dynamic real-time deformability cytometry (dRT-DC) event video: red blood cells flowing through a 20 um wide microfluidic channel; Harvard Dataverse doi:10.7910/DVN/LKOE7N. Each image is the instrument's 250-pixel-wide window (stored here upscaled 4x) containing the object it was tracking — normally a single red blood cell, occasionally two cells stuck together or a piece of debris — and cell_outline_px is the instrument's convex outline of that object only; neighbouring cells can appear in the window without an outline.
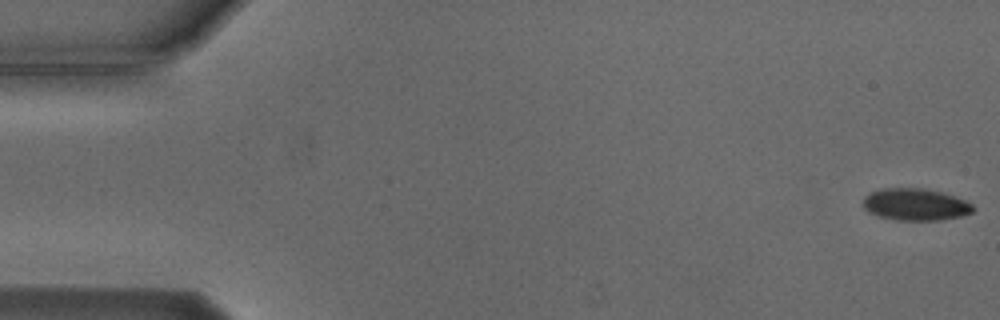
{"species": "Egyptian fruit bat (a non-hibernating species)", "species_latin": "Rousettus aegyptiacus", "temperature_condition": "cold", "stored_images_in_passage": 6, "camera_frame_rate_fps": 3000, "um_per_image_px": 0.085, "animal": {"sex": "male"}, "frame": {"image": 1, "passage_image": 1, "time_ms": 0.0, "image_size_px": [1000, 320], "cell_outline_px": [[972, 212], [960, 216], [940, 220], [896, 220], [876, 216], [868, 212], [864, 208], [864, 196], [880, 188], [924, 188], [956, 196], [972, 204]], "centroid_in_image_um": [77.77, 17.38], "position_along_channel_um": 7.2, "area_um2": 20.46}}
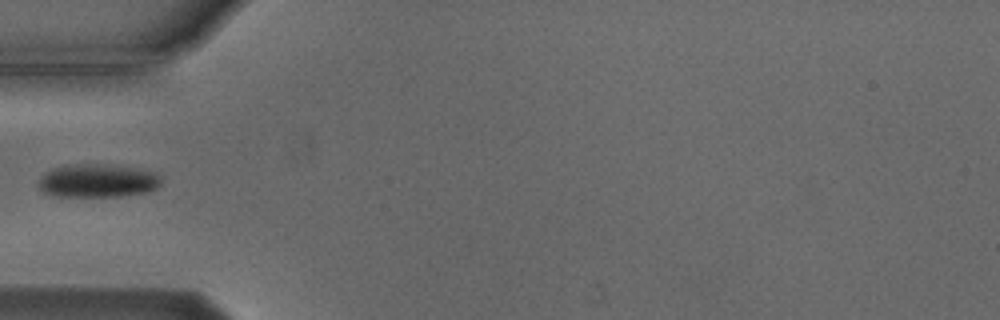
{"frame": {"image": 2, "passage_image": 5, "time_ms": 5.667, "image_size_px": [1000, 320], "cell_outline_px": [[160, 184], [156, 188], [148, 192], [120, 196], [52, 196], [44, 192], [40, 188], [40, 176], [52, 168], [76, 164], [104, 164], [140, 168], [156, 172], [160, 176]], "centroid_in_image_um": [8.33, 15.35], "position_along_channel_um": 76.7, "area_um2": 23.87}}
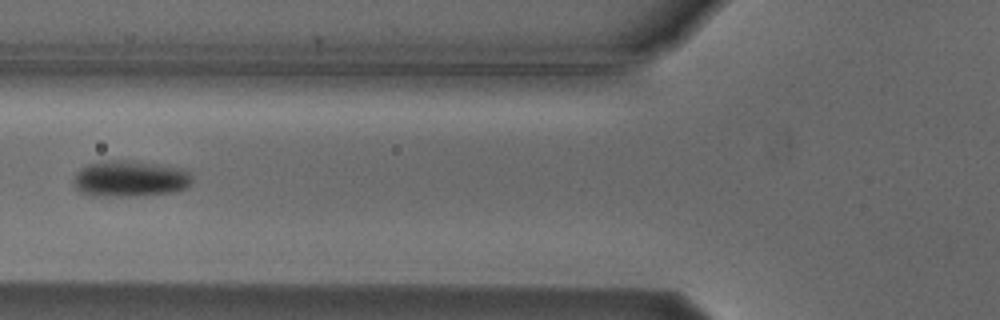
{"frame": {"image": 3, "passage_image": 6, "time_ms": 6.667, "image_size_px": [1000, 320], "cell_outline_px": [[192, 184], [176, 192], [136, 196], [88, 196], [80, 192], [72, 184], [72, 180], [76, 172], [80, 168], [88, 164], [100, 160], [116, 160], [152, 164], [184, 168], [192, 176]], "centroid_in_image_um": [11.0, 15.21], "position_along_channel_um": 114.8, "area_um2": 25.26}}